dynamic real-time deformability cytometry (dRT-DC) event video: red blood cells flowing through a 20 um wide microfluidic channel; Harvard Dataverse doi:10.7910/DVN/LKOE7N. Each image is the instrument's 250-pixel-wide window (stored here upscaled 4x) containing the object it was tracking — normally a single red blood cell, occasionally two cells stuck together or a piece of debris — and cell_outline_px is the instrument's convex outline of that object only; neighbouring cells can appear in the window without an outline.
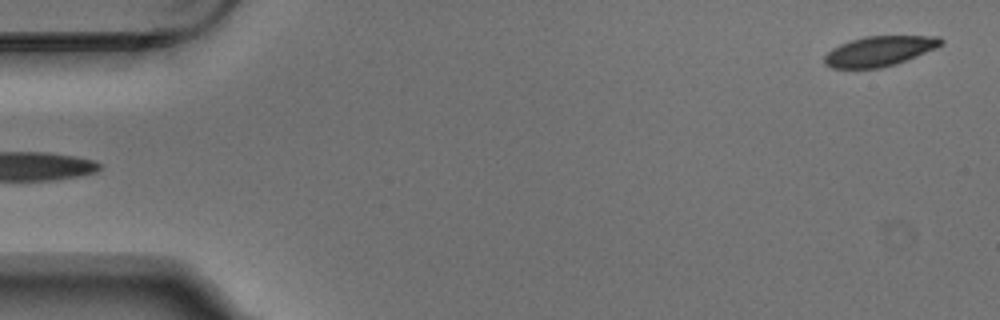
{"species": "Egyptian fruit bat (a non-hibernating species)", "species_latin": "Rousettus aegyptiacus", "temperature_condition": "warm", "stored_images_in_passage": 5, "segment_of_instrument_passage": [2, 2], "camera_frame_rate_fps": 3000, "um_per_image_px": 0.085, "animal": {"sex": "male"}, "frame": {"image": 1, "passage_image": 5, "time_ms": 1.333, "image_size_px": [1000, 320], "cell_outline_px": [[944, 44], [936, 48], [896, 64], [880, 68], [832, 68], [824, 64], [824, 56], [832, 48], [840, 44], [864, 36], [940, 36], [944, 40]], "centroid_in_image_um": [74.76, 4.34], "position_along_channel_um": 10.2, "area_um2": 20.4}}